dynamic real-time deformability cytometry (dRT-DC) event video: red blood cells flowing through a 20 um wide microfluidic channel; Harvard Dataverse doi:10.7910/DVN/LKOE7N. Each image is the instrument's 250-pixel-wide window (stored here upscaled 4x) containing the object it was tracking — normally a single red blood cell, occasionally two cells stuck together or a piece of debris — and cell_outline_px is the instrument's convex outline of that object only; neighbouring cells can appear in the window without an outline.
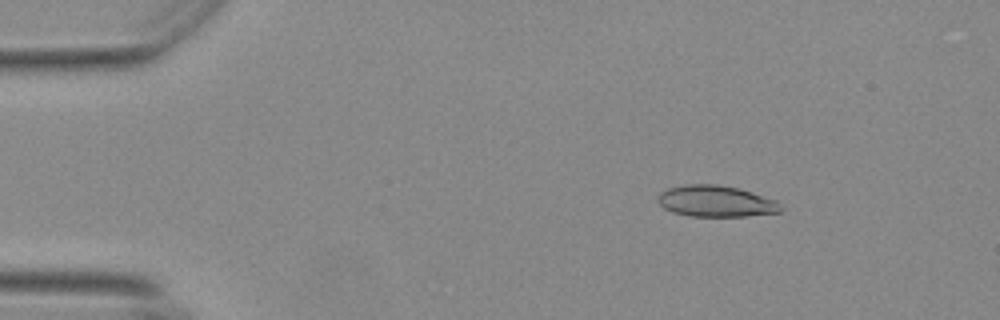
{"species": "Egyptian fruit bat (a non-hibernating species)", "species_latin": "Rousettus aegyptiacus", "temperature_condition": "warm", "stored_images_in_passage": 56, "segment_of_instrument_passage": [1, 2], "camera_frame_rate_fps": 3000, "um_per_image_px": 0.085, "animal": {"sex": "female"}, "frame": {"image": 1, "passage_image": 8, "time_ms": 2.333, "image_size_px": [1000, 320], "cell_outline_px": [[784, 208], [780, 212], [748, 216], [688, 216], [672, 212], [664, 208], [656, 200], [656, 196], [660, 192], [668, 188], [684, 184], [716, 184], [736, 188], [752, 192], [776, 200]], "centroid_in_image_um": [60.83, 17.1], "position_along_channel_um": 24.2, "area_um2": 22.6}}
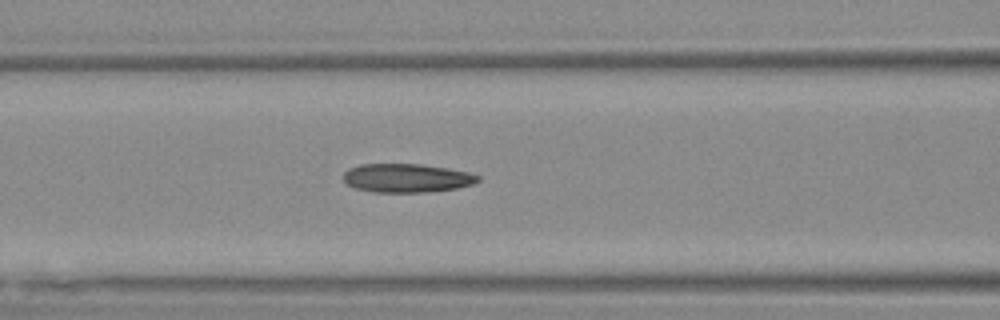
{"frame": {"image": 2, "passage_image": 23, "time_ms": 7.333, "image_size_px": [1000, 320], "cell_outline_px": [[480, 180], [472, 184], [456, 188], [428, 192], [372, 192], [356, 188], [348, 184], [344, 180], [344, 172], [348, 168], [360, 164], [420, 164], [448, 168], [468, 172], [480, 176]], "centroid_in_image_um": [34.57, 15.13], "position_along_channel_um": 132.0, "area_um2": 22.48}}
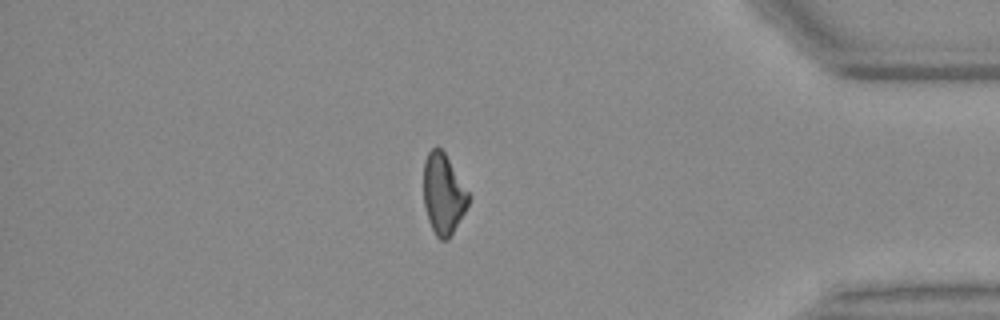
{"frame": {"image": 3, "passage_image": 47, "time_ms": 15.333, "image_size_px": [1000, 320], "cell_outline_px": [[468, 204], [464, 212], [448, 240], [440, 240], [436, 236], [428, 220], [424, 204], [424, 160], [428, 152], [436, 144], [444, 152], [468, 192]], "centroid_in_image_um": [37.65, 16.48], "position_along_channel_um": 397.5, "area_um2": 20.75}}